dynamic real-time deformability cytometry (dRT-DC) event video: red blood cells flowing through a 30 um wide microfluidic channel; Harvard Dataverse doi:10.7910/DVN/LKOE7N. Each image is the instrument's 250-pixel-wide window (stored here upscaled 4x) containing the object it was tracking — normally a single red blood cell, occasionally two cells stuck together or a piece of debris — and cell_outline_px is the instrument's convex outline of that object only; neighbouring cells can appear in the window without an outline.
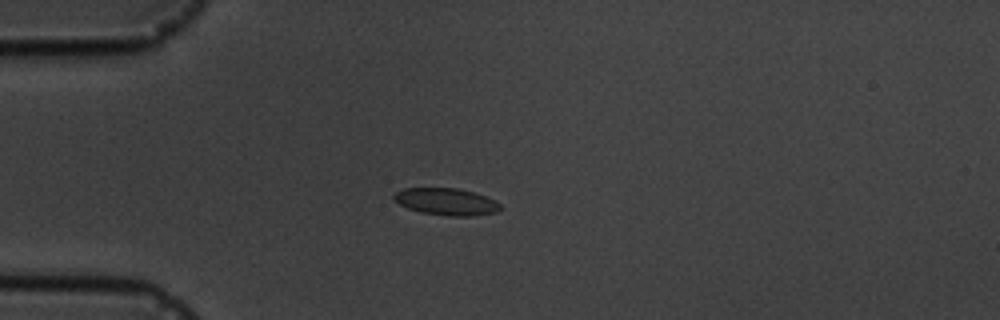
{"species": "common noctule bat (a hibernating species)", "species_latin": "Nyctalus noctula", "temperature_condition": "cold", "stored_images_in_passage": 7, "camera_frame_rate_fps": 3000, "um_per_image_px": 0.085, "animal": {"sex": "male", "body_mass_g": 19.5, "forearm_length_mm": 54.6}, "frame": {"image": 1, "passage_image": 6, "time_ms": 6.667, "image_size_px": [1000, 320], "cell_outline_px": [[500, 208], [496, 212], [472, 216], [448, 216], [420, 212], [408, 208], [400, 204], [392, 196], [396, 192], [404, 188], [456, 188], [472, 192], [496, 200], [500, 204]], "centroid_in_image_um": [37.93, 17.14], "position_along_channel_um": 47.1, "area_um2": 16.59}}
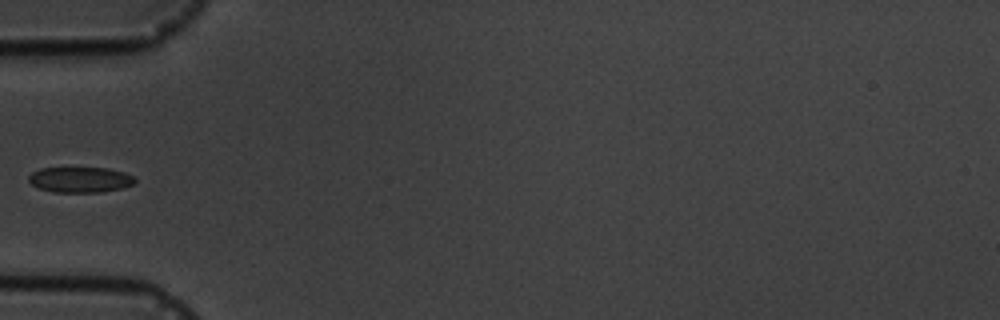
{"frame": {"image": 2, "passage_image": 7, "time_ms": 8.0, "image_size_px": [1000, 320], "cell_outline_px": [[136, 184], [124, 188], [100, 192], [52, 192], [40, 188], [32, 184], [28, 180], [28, 176], [32, 172], [40, 168], [108, 168], [124, 172], [132, 176], [136, 180]], "centroid_in_image_um": [6.84, 15.27], "position_along_channel_um": 78.2, "area_um2": 15.9}}